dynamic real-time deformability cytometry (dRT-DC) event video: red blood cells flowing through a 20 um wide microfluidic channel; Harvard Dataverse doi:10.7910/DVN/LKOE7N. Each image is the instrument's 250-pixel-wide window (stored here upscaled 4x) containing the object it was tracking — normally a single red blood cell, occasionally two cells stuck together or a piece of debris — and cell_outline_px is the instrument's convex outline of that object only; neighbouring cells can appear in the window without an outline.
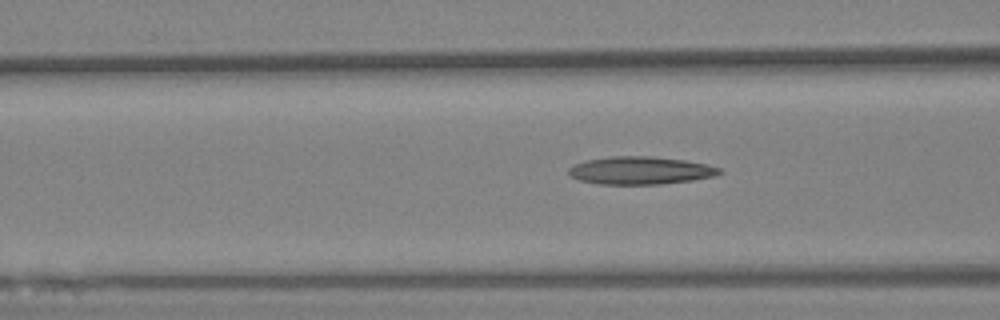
{"species": "Egyptian fruit bat (a non-hibernating species)", "species_latin": "Rousettus aegyptiacus", "temperature_condition": "warm", "stored_images_in_passage": 29, "camera_frame_rate_fps": 3000, "um_per_image_px": 0.085, "animal": {"sex": "female"}, "frame": {"image": 1, "passage_image": 8, "time_ms": 2.333, "image_size_px": [1000, 320], "cell_outline_px": [[724, 172], [716, 176], [692, 180], [664, 184], [596, 184], [580, 180], [572, 176], [568, 172], [568, 168], [572, 164], [584, 160], [612, 156], [652, 156], [684, 160], [708, 164], [720, 168]], "centroid_in_image_um": [54.44, 14.49], "position_along_channel_um": 112.2, "area_um2": 24.68}}
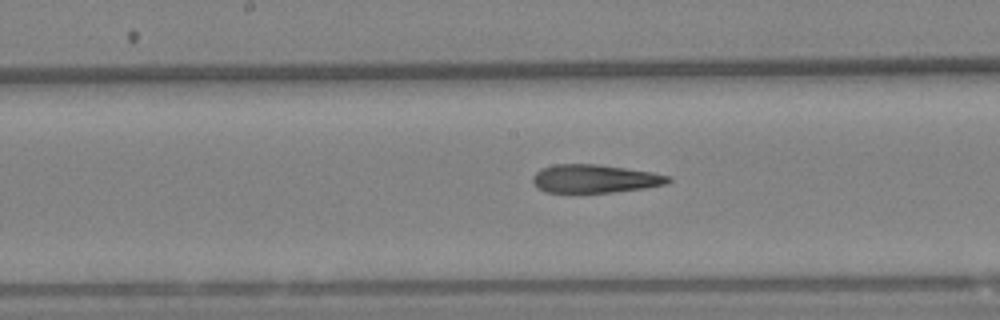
{"frame": {"image": 2, "passage_image": 17, "time_ms": 5.333, "image_size_px": [1000, 320], "cell_outline_px": [[672, 180], [668, 184], [644, 188], [612, 192], [544, 192], [536, 188], [532, 180], [532, 176], [540, 168], [556, 164], [596, 164], [652, 172], [672, 176]], "centroid_in_image_um": [50.55, 15.19], "position_along_channel_um": 197.6, "area_um2": 22.43}}
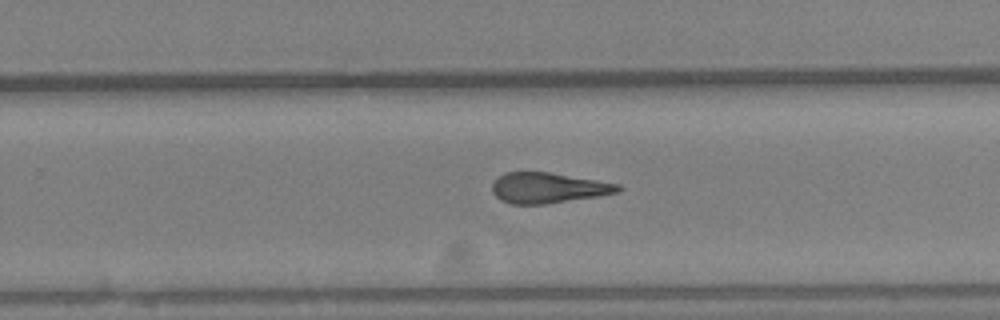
{"frame": {"image": 3, "passage_image": 26, "time_ms": 8.333, "image_size_px": [1000, 320], "cell_outline_px": [[624, 188], [620, 192], [548, 204], [512, 204], [500, 200], [492, 192], [492, 184], [496, 176], [504, 172], [548, 172], [620, 184]], "centroid_in_image_um": [46.56, 15.97], "position_along_channel_um": 283.2, "area_um2": 22.48}}